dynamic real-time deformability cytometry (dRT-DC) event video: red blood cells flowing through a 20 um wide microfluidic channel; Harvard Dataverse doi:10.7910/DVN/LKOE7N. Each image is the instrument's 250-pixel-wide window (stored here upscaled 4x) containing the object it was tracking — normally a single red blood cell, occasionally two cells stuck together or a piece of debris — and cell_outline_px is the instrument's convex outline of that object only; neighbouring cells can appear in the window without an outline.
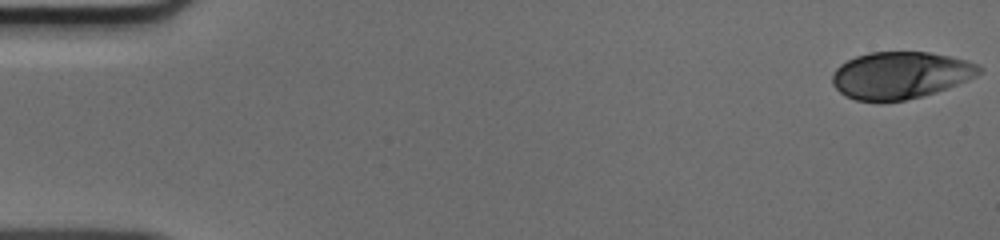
{"species": "human", "species_latin": "Homo sapiens", "temperature_condition": "cold", "stored_images_in_passage": 50, "camera_frame_rate_fps": 3000, "um_per_image_px": 0.085, "donor": {"sex": "male"}, "frame": {"image": 1, "passage_image": 1, "time_ms": 0.0, "image_size_px": [1000, 240], "cell_outline_px": [[984, 72], [968, 80], [948, 88], [936, 92], [904, 100], [880, 104], [856, 100], [844, 96], [832, 84], [832, 72], [840, 64], [856, 56], [868, 52], [928, 52], [952, 56], [968, 60], [980, 64], [984, 68]], "centroid_in_image_um": [76.55, 6.41], "position_along_channel_um": 8.5, "area_um2": 41.15}}
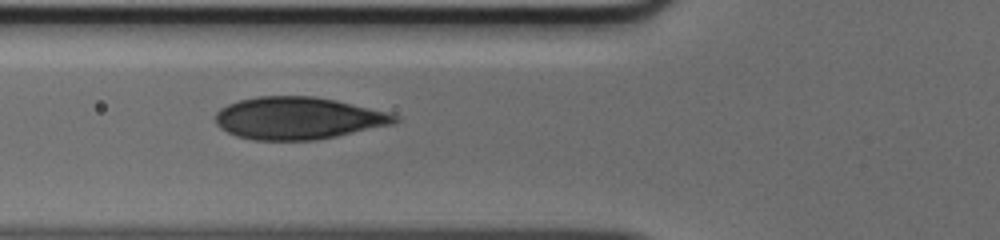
{"frame": {"image": 2, "passage_image": 19, "time_ms": 6.0, "image_size_px": [1000, 240], "cell_outline_px": [[400, 120], [392, 124], [336, 136], [316, 140], [252, 140], [236, 136], [220, 128], [216, 124], [216, 112], [220, 108], [228, 104], [240, 100], [260, 96], [312, 96], [336, 100], [388, 112], [400, 116]], "centroid_in_image_um": [25.33, 10.04], "position_along_channel_um": 100.5, "area_um2": 44.1}}
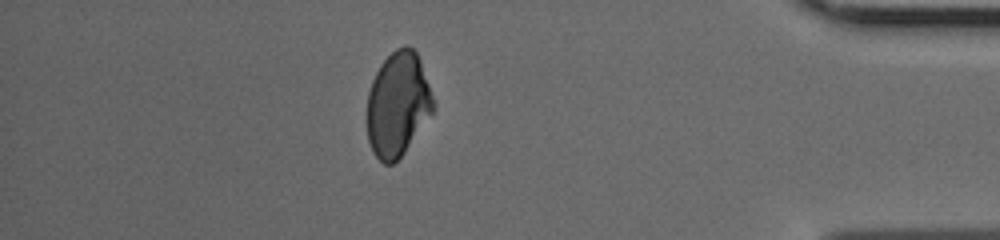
{"frame": {"image": 3, "passage_image": 44, "time_ms": 14.333, "image_size_px": [1000, 240], "cell_outline_px": [[436, 104], [432, 112], [404, 152], [392, 164], [384, 164], [372, 152], [368, 140], [368, 92], [372, 80], [380, 64], [396, 48], [412, 48], [416, 52], [420, 60]], "centroid_in_image_um": [33.81, 8.87], "position_along_channel_um": 401.4, "area_um2": 39.71}}